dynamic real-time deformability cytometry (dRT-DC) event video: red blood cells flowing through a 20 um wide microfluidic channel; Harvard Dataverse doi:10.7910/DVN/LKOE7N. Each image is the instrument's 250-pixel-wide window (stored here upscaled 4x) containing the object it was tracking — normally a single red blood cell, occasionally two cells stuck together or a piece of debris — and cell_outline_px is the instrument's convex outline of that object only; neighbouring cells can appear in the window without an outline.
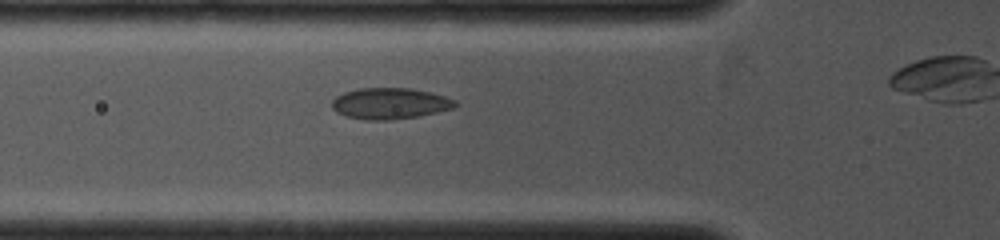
{"species": "common noctule bat (a hibernating species)", "species_latin": "Nyctalus noctula", "temperature_condition": "cold", "stored_images_in_passage": 8, "camera_frame_rate_fps": 4000, "um_per_image_px": 0.085, "animal": {"sex": "female", "body_mass_g": 19.0, "forearm_length_mm": 53.3}, "frame": {"image": 1, "passage_image": 2, "time_ms": 0.5, "image_size_px": [1000, 240], "cell_outline_px": [[460, 104], [456, 108], [416, 116], [388, 120], [368, 120], [344, 116], [336, 112], [332, 108], [332, 100], [336, 96], [344, 92], [360, 88], [412, 88], [444, 96], [456, 100]], "centroid_in_image_um": [33.15, 8.79], "position_along_channel_um": 92.7, "area_um2": 22.43}}
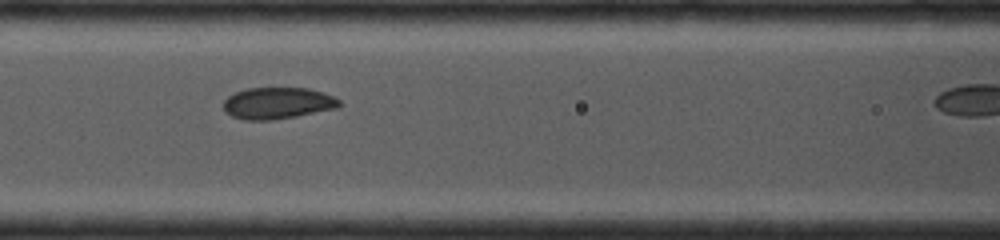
{"frame": {"image": 2, "passage_image": 4, "time_ms": 1.5, "image_size_px": [1000, 240], "cell_outline_px": [[340, 104], [336, 108], [296, 116], [272, 120], [244, 120], [232, 116], [224, 108], [224, 100], [228, 96], [236, 92], [248, 88], [308, 88], [332, 96], [340, 100]], "centroid_in_image_um": [23.58, 8.77], "position_along_channel_um": 143.0, "area_um2": 21.04}}
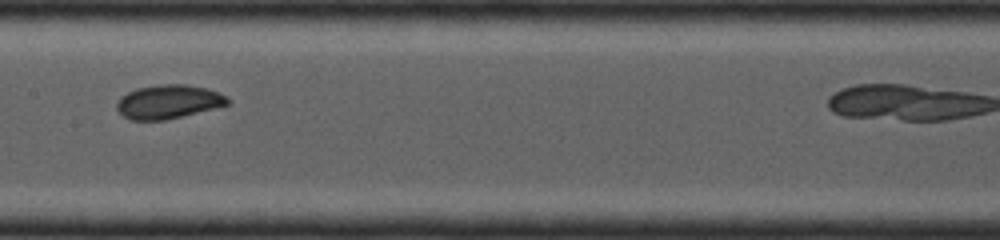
{"frame": {"image": 3, "passage_image": 6, "time_ms": 2.5, "image_size_px": [1000, 240], "cell_outline_px": [[228, 104], [164, 120], [128, 120], [116, 108], [116, 104], [128, 92], [140, 88], [168, 84], [180, 84], [204, 88], [216, 92], [224, 96], [228, 100]], "centroid_in_image_um": [14.26, 8.66], "position_along_channel_um": 193.1, "area_um2": 20.92}}